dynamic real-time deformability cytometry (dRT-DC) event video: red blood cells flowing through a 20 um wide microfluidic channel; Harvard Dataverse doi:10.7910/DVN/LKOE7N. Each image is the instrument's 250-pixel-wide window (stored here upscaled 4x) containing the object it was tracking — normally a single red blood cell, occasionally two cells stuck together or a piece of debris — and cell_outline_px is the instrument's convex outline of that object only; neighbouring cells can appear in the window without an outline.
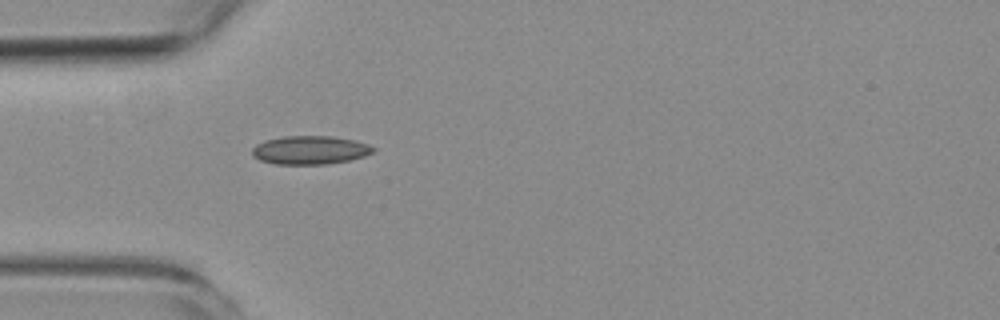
{"species": "common noctule bat (a hibernating species)", "species_latin": "Nyctalus noctula", "temperature_condition": "room temperature", "stored_images_in_passage": 1, "camera_frame_rate_fps": 3000, "um_per_image_px": 0.085, "animal": {"sex": "female", "body_mass_g": 19.3, "forearm_length_mm": 54.1}, "frame": {"image": 1, "passage_image": 1, "time_ms": 0.0, "image_size_px": [1000, 320], "cell_outline_px": [[376, 148], [372, 152], [364, 156], [348, 160], [328, 164], [276, 164], [260, 160], [252, 156], [252, 148], [256, 144], [264, 140], [284, 136], [332, 136], [352, 140], [368, 144]], "centroid_in_image_um": [26.32, 12.75], "position_along_channel_um": 58.7, "area_um2": 20.06}}